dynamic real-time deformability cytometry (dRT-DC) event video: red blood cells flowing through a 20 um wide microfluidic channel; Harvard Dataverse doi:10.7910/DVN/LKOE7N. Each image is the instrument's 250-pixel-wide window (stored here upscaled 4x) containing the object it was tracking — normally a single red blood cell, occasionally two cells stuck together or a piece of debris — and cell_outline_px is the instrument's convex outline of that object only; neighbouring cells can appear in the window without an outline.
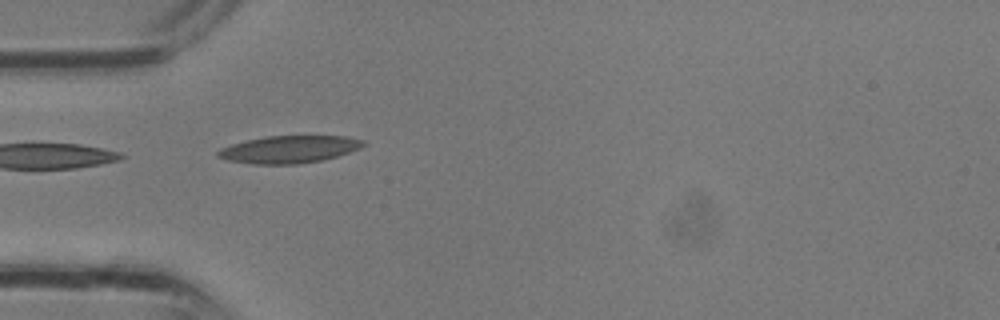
{"species": "common noctule bat (a hibernating species)", "species_latin": "Nyctalus noctula", "temperature_condition": "room temperature", "stored_images_in_passage": 12, "camera_frame_rate_fps": 3000, "um_per_image_px": 0.085, "animal": {"sex": "male", "body_mass_g": 13.3}, "frame": {"image": 1, "passage_image": 10, "time_ms": 3.0, "image_size_px": [1000, 320], "cell_outline_px": [[368, 144], [360, 148], [336, 156], [320, 160], [296, 164], [252, 164], [228, 160], [216, 156], [216, 152], [220, 148], [232, 144], [248, 140], [268, 136], [344, 136], [364, 140]], "centroid_in_image_um": [24.57, 12.69], "position_along_channel_um": 60.4, "area_um2": 23.0}}
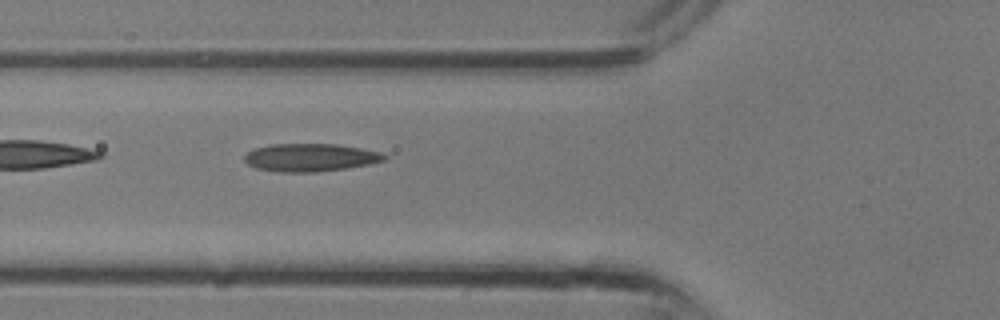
{"frame": {"image": 2, "passage_image": 12, "time_ms": 3.667, "image_size_px": [1000, 320], "cell_outline_px": [[388, 156], [384, 160], [372, 164], [316, 172], [280, 172], [256, 168], [248, 164], [244, 160], [244, 156], [252, 148], [272, 144], [336, 144], [360, 148], [380, 152]], "centroid_in_image_um": [26.36, 13.38], "position_along_channel_um": 99.4, "area_um2": 22.72}}